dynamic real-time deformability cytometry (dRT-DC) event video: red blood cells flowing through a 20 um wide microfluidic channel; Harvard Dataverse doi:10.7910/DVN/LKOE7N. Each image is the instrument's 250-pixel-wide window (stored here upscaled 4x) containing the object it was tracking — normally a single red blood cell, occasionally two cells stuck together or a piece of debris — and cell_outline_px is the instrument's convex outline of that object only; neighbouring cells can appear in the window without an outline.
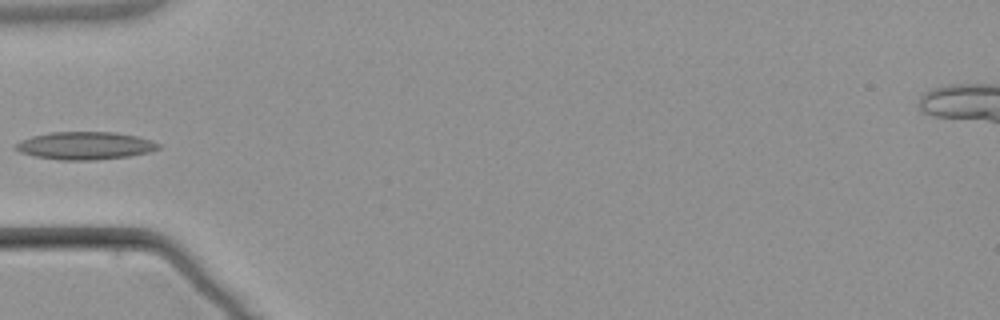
{"species": "common noctule bat (a hibernating species)", "species_latin": "Nyctalus noctula", "temperature_condition": "warm", "stored_images_in_passage": 5, "camera_frame_rate_fps": 3000, "um_per_image_px": 0.085, "animal": {"sex": "male", "body_mass_g": 21.5, "forearm_length_mm": 52.0}, "frame": {"image": 1, "passage_image": 5, "time_ms": 4.667, "image_size_px": [1000, 320], "cell_outline_px": [[160, 148], [148, 152], [128, 156], [96, 160], [60, 160], [36, 156], [20, 152], [12, 148], [20, 140], [32, 136], [52, 132], [116, 132], [136, 136], [152, 140], [160, 144]], "centroid_in_image_um": [7.22, 12.38], "position_along_channel_um": 77.8, "area_um2": 23.06}}